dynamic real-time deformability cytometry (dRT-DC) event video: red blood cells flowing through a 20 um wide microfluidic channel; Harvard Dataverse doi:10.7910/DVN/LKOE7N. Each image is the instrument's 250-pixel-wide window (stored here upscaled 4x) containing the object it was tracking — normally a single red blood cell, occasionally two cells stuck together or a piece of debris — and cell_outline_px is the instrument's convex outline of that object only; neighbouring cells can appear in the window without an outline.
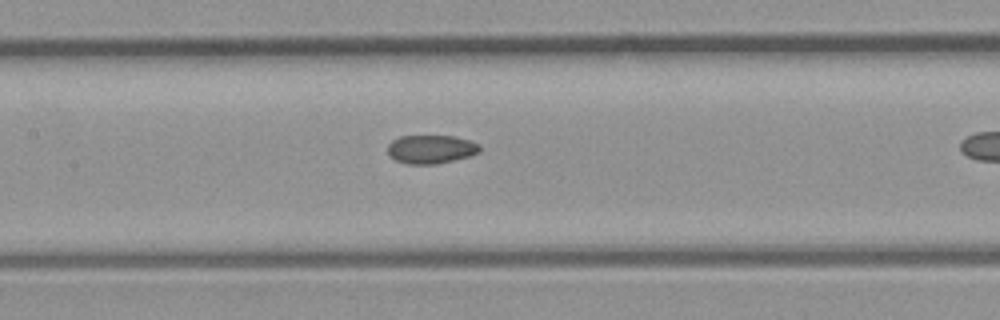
{"species": "common noctule bat (a hibernating species)", "species_latin": "Nyctalus noctula", "temperature_condition": "room temperature", "stored_images_in_passage": 22, "camera_frame_rate_fps": 3000, "um_per_image_px": 0.085, "animal": {"sex": "male", "body_mass_g": 23.1, "forearm_length_mm": 52.7}, "frame": {"image": 1, "passage_image": 10, "time_ms": 3.0, "image_size_px": [1000, 320], "cell_outline_px": [[480, 152], [468, 156], [436, 164], [408, 164], [396, 160], [388, 156], [388, 144], [392, 140], [400, 136], [452, 136], [468, 140], [480, 144]], "centroid_in_image_um": [36.6, 12.68], "position_along_channel_um": 170.8, "area_um2": 15.26}}
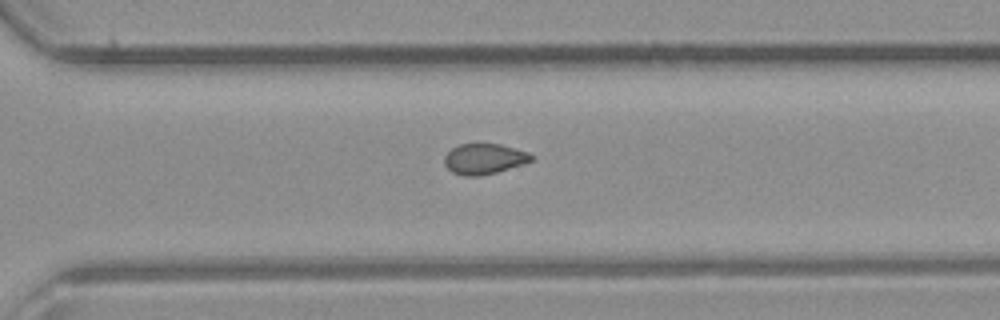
{"frame": {"image": 2, "passage_image": 19, "time_ms": 6.0, "image_size_px": [1000, 320], "cell_outline_px": [[532, 160], [524, 164], [496, 172], [480, 176], [464, 176], [452, 172], [444, 164], [444, 156], [452, 148], [460, 144], [476, 140], [500, 144], [528, 152], [532, 156]], "centroid_in_image_um": [41.12, 13.46], "position_along_channel_um": 329.5, "area_um2": 15.95}}